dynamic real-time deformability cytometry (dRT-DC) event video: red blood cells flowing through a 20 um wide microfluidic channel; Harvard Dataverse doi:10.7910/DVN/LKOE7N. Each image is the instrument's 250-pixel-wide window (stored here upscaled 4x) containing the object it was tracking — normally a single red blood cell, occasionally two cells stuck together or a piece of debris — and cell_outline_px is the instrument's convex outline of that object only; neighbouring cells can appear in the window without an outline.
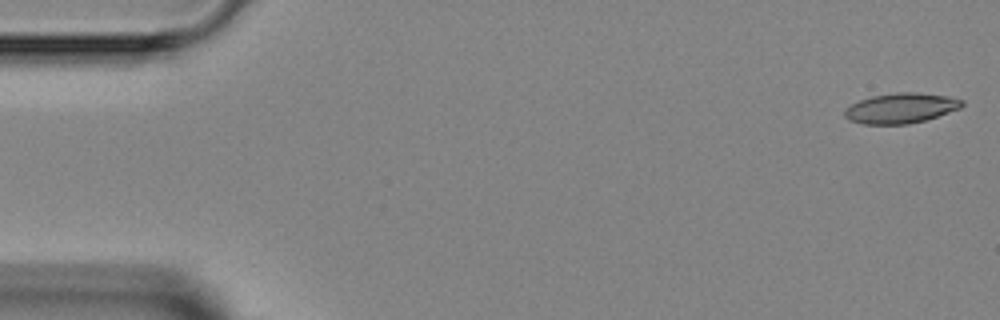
{"species": "Egyptian fruit bat (a non-hibernating species)", "species_latin": "Rousettus aegyptiacus", "temperature_condition": "room temperature", "stored_images_in_passage": 6, "camera_frame_rate_fps": 3000, "um_per_image_px": 0.085, "animal": {"sex": "female"}, "frame": {"image": 1, "passage_image": 1, "time_ms": 0.0, "image_size_px": [1000, 320], "cell_outline_px": [[964, 104], [960, 108], [924, 120], [908, 124], [864, 124], [848, 120], [844, 116], [844, 108], [860, 100], [872, 96], [896, 92], [916, 92], [948, 96], [964, 100]], "centroid_in_image_um": [76.55, 9.19], "position_along_channel_um": 8.5, "area_um2": 20.58}}
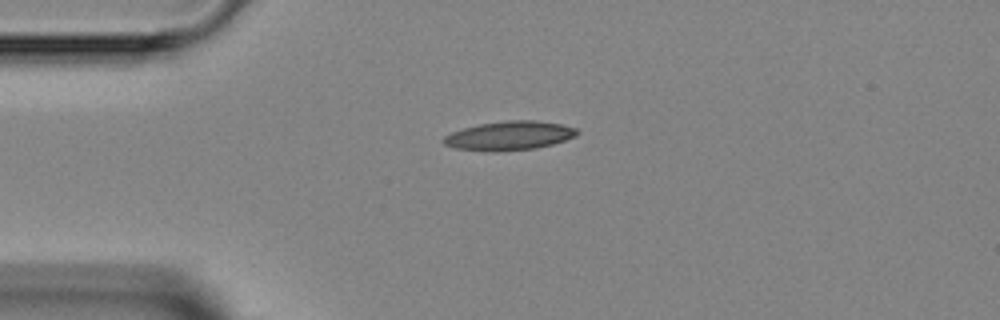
{"frame": {"image": 2, "passage_image": 4, "time_ms": 3.333, "image_size_px": [1000, 320], "cell_outline_px": [[580, 132], [576, 136], [552, 144], [536, 148], [496, 152], [484, 152], [452, 148], [444, 144], [444, 136], [452, 132], [464, 128], [480, 124], [508, 120], [536, 120], [560, 124], [576, 128]], "centroid_in_image_um": [43.28, 11.55], "position_along_channel_um": 41.7, "area_um2": 22.66}}
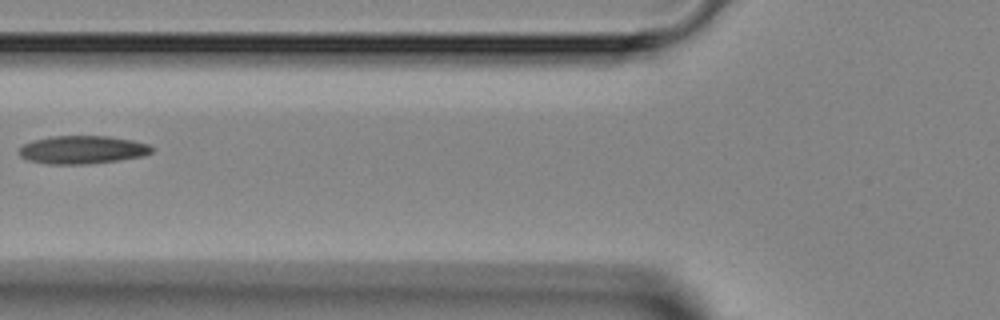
{"frame": {"image": 3, "passage_image": 6, "time_ms": 5.667, "image_size_px": [1000, 320], "cell_outline_px": [[152, 152], [144, 156], [88, 164], [48, 164], [28, 160], [20, 156], [20, 148], [24, 144], [32, 140], [48, 136], [108, 136], [132, 140], [148, 144], [152, 148]], "centroid_in_image_um": [6.98, 12.72], "position_along_channel_um": 118.8, "area_um2": 21.68}}